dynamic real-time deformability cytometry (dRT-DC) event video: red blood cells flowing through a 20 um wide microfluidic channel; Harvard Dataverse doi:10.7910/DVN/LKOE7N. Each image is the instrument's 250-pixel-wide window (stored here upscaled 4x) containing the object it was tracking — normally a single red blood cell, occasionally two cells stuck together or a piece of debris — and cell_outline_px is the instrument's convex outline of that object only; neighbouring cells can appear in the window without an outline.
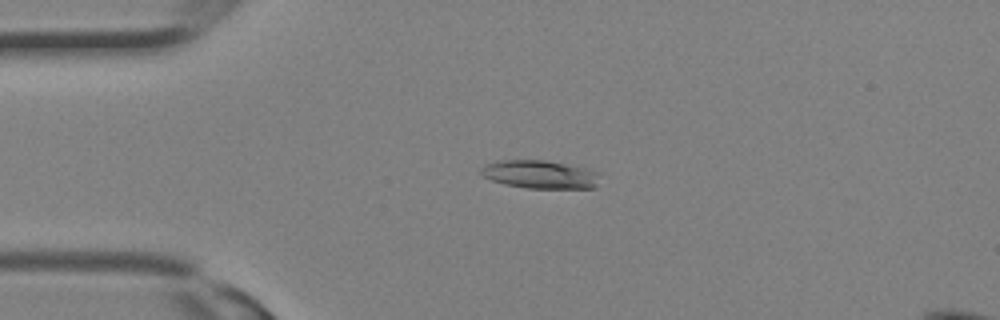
{"species": "Egyptian fruit bat (a non-hibernating species)", "species_latin": "Rousettus aegyptiacus", "temperature_condition": "room temperature", "stored_images_in_passage": 11, "camera_frame_rate_fps": 3000, "um_per_image_px": 0.085, "animal": {"sex": "female"}, "frame": {"image": 1, "passage_image": 7, "time_ms": 2.0, "image_size_px": [1000, 320], "cell_outline_px": [[600, 172], [596, 188], [528, 188], [504, 184], [492, 180], [484, 176], [480, 172], [480, 168], [488, 164], [500, 160], [544, 160], [584, 168]], "centroid_in_image_um": [45.92, 14.83], "position_along_channel_um": 39.1, "area_um2": 19.36}}
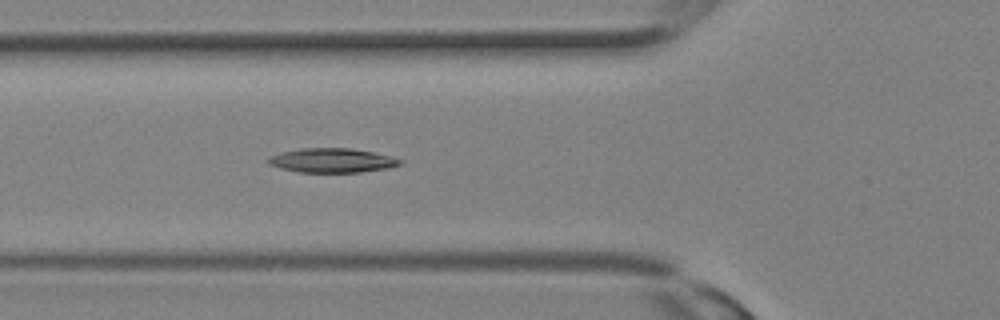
{"frame": {"image": 2, "passage_image": 11, "time_ms": 3.333, "image_size_px": [1000, 320], "cell_outline_px": [[404, 164], [392, 168], [360, 172], [300, 172], [280, 168], [268, 164], [268, 156], [280, 152], [304, 148], [352, 148], [392, 156], [404, 160]], "centroid_in_image_um": [28.29, 13.64], "position_along_channel_um": 97.5, "area_um2": 18.9}}